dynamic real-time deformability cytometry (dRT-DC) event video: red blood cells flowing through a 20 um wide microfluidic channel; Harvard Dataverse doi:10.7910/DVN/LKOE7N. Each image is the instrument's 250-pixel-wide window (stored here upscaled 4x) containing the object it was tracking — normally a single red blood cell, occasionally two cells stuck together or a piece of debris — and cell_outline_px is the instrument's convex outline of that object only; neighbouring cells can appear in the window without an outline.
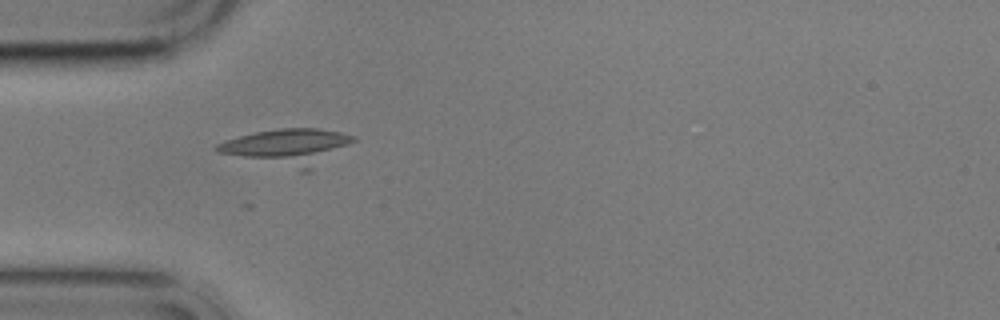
{"species": "common noctule bat (a hibernating species)", "species_latin": "Nyctalus noctula", "temperature_condition": "cold", "stored_images_in_passage": 3, "camera_frame_rate_fps": 3000, "um_per_image_px": 0.085, "animal": {"sex": "male", "body_mass_g": 17.9}, "frame": {"image": 1, "passage_image": 1, "time_ms": 0.0, "image_size_px": [1000, 320], "cell_outline_px": [[356, 140], [308, 172], [300, 172], [216, 152], [212, 148], [216, 144], [224, 140], [256, 132], [280, 128], [316, 128], [340, 132], [356, 136]], "centroid_in_image_um": [24.42, 12.5], "position_along_channel_um": 60.6, "area_um2": 28.96}}
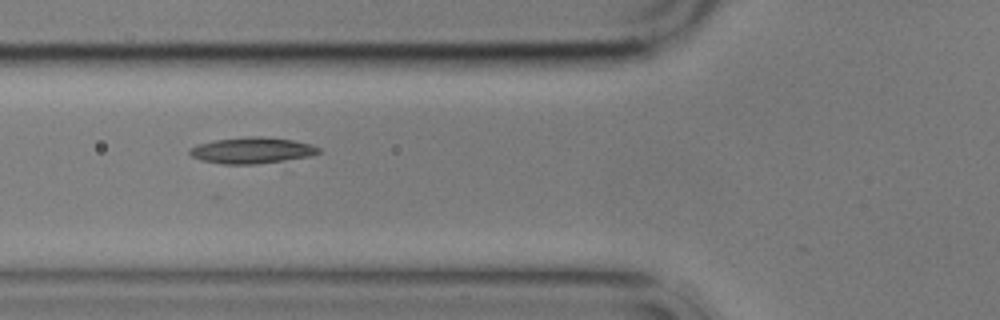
{"frame": {"image": 2, "passage_image": 2, "time_ms": 1.333, "image_size_px": [1000, 320], "cell_outline_px": [[320, 152], [312, 156], [256, 164], [224, 164], [200, 160], [192, 156], [188, 152], [188, 148], [196, 144], [216, 140], [248, 136], [260, 136], [292, 140], [312, 144], [320, 148]], "centroid_in_image_um": [21.4, 12.78], "position_along_channel_um": 104.4, "area_um2": 19.71}}
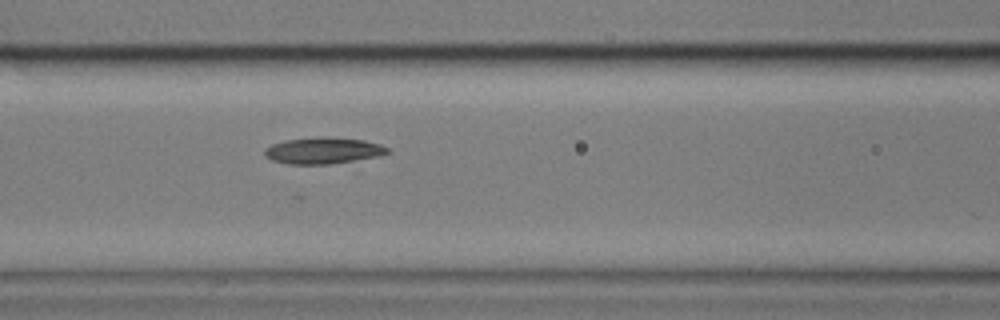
{"frame": {"image": 3, "passage_image": 3, "time_ms": 2.333, "image_size_px": [1000, 320], "cell_outline_px": [[392, 152], [380, 156], [332, 164], [288, 164], [272, 160], [264, 156], [264, 148], [272, 144], [284, 140], [320, 136], [324, 136], [364, 140], [380, 144], [388, 148]], "centroid_in_image_um": [27.47, 12.79], "position_along_channel_um": 139.1, "area_um2": 19.19}}